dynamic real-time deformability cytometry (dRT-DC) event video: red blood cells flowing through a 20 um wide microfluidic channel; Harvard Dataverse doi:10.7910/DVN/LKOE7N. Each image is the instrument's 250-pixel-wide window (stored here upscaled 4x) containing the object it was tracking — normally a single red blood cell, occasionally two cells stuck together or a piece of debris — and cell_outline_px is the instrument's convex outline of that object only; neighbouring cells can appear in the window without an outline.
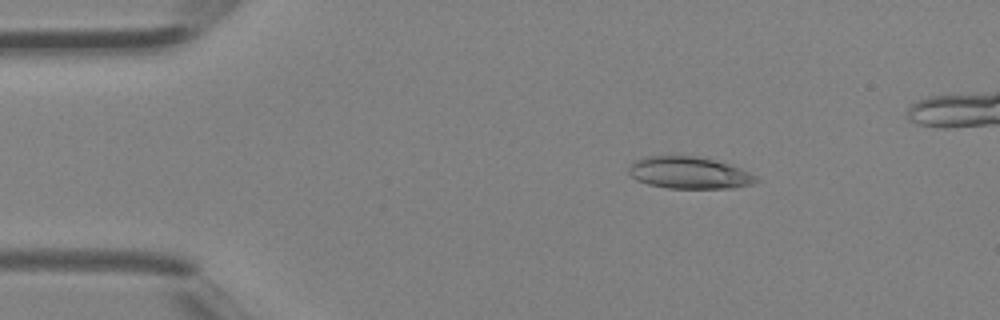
{"species": "Egyptian fruit bat (a non-hibernating species)", "species_latin": "Rousettus aegyptiacus", "temperature_condition": "room temperature", "stored_images_in_passage": 4, "camera_frame_rate_fps": 3000, "um_per_image_px": 0.085, "animal": {"sex": "female"}, "frame": {"image": 1, "passage_image": 2, "time_ms": 0.333, "image_size_px": [1000, 320], "cell_outline_px": [[760, 180], [752, 184], [732, 188], [668, 188], [648, 184], [636, 180], [628, 172], [628, 168], [636, 160], [648, 156], [696, 156], [716, 160], [732, 164], [756, 176]], "centroid_in_image_um": [58.6, 14.69], "position_along_channel_um": 26.4, "area_um2": 23.7}}